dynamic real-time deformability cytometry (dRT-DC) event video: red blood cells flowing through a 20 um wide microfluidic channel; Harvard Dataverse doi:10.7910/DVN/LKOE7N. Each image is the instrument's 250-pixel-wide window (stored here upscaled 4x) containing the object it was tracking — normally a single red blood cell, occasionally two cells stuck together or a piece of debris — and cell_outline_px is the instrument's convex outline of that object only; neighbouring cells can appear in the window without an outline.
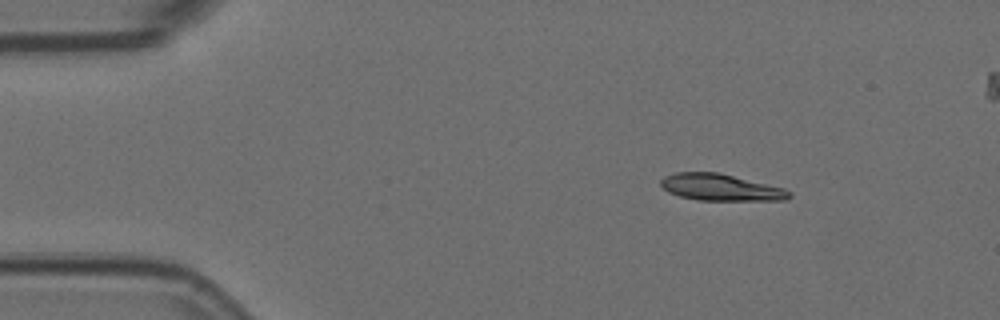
{"species": "Egyptian fruit bat (a non-hibernating species)", "species_latin": "Rousettus aegyptiacus", "temperature_condition": "room temperature", "stored_images_in_passage": 5, "camera_frame_rate_fps": 3000, "um_per_image_px": 0.085, "animal": {"sex": "female"}, "frame": {"image": 1, "passage_image": 1, "time_ms": 0.0, "image_size_px": [1000, 320], "cell_outline_px": [[792, 196], [788, 200], [700, 200], [680, 196], [668, 192], [660, 184], [660, 180], [664, 176], [676, 172], [720, 172], [784, 188], [792, 192]], "centroid_in_image_um": [61.28, 15.92], "position_along_channel_um": 23.7, "area_um2": 20.06}}